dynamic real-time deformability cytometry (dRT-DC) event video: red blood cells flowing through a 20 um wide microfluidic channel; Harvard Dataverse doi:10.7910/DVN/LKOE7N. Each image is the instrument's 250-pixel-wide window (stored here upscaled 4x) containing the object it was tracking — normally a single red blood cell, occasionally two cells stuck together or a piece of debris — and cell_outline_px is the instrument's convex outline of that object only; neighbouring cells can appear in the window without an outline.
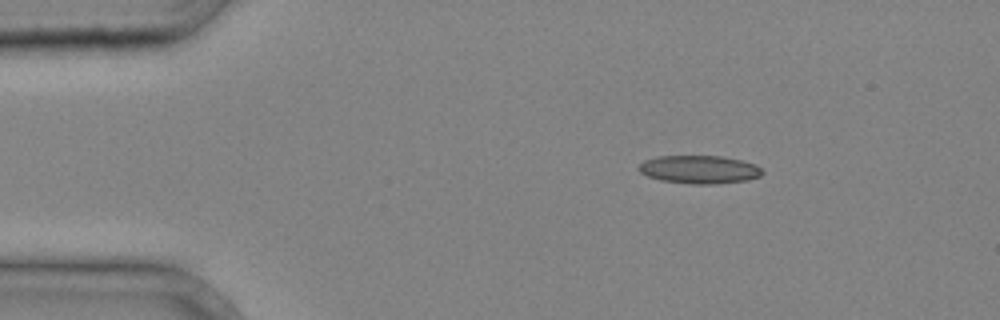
{"species": "common noctule bat (a hibernating species)", "species_latin": "Nyctalus noctula", "temperature_condition": "cold", "stored_images_in_passage": 2, "camera_frame_rate_fps": 3000, "um_per_image_px": 0.085, "animal": {"sex": "male", "body_mass_g": 20.4}, "frame": {"image": 1, "passage_image": 1, "time_ms": 0.0, "image_size_px": [1000, 320], "cell_outline_px": [[764, 172], [760, 176], [748, 180], [716, 184], [692, 184], [660, 180], [648, 176], [640, 172], [636, 168], [644, 160], [660, 156], [720, 156], [740, 160], [756, 164]], "centroid_in_image_um": [59.44, 14.41], "position_along_channel_um": 25.6, "area_um2": 20.29}}